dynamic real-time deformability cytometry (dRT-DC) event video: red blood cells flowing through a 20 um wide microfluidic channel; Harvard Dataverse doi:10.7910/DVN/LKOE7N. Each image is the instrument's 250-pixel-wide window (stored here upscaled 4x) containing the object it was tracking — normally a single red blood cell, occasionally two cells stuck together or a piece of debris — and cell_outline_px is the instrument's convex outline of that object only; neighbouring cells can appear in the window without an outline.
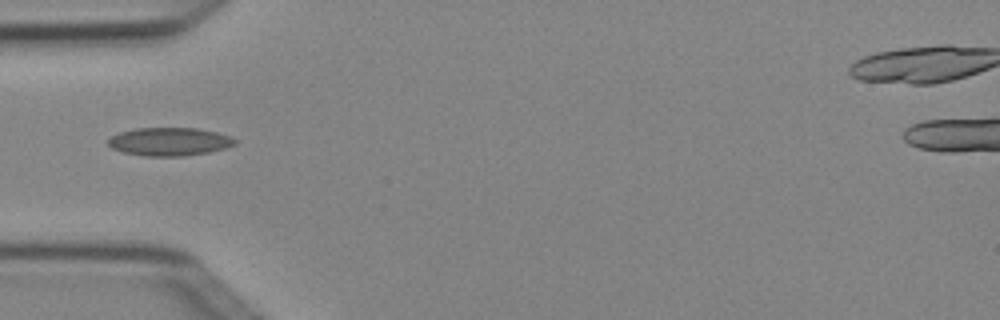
{"species": "Egyptian fruit bat (a non-hibernating species)", "species_latin": "Rousettus aegyptiacus", "temperature_condition": "cold", "stored_images_in_passage": 5, "camera_frame_rate_fps": 3000, "um_per_image_px": 0.085, "animal": {"sex": "female"}, "frame": {"image": 1, "passage_image": 5, "time_ms": 1.333, "image_size_px": [1000, 320], "cell_outline_px": [[236, 144], [224, 148], [208, 152], [184, 156], [144, 156], [124, 152], [112, 148], [108, 144], [108, 140], [112, 136], [120, 132], [136, 128], [196, 128], [216, 132], [232, 136], [236, 140]], "centroid_in_image_um": [14.41, 12.04], "position_along_channel_um": 70.6, "area_um2": 20.75}}